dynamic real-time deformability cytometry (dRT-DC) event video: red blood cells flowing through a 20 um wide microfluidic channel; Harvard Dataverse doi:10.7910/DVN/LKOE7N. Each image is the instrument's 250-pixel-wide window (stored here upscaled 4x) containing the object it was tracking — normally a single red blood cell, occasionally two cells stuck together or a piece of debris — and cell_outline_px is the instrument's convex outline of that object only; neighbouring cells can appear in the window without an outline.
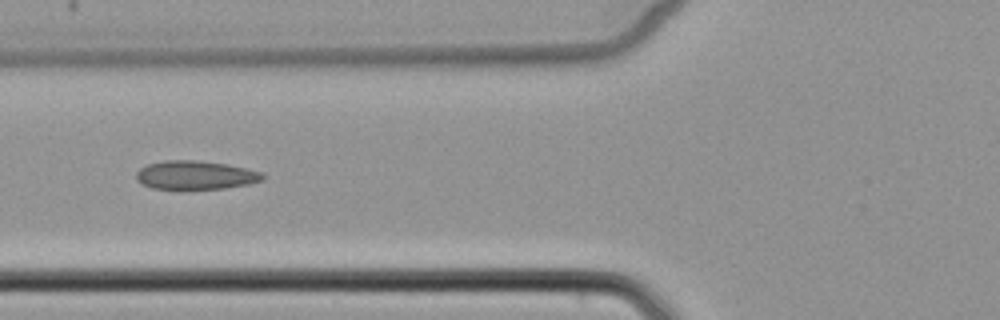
{"species": "common noctule bat (a hibernating species)", "species_latin": "Nyctalus noctula", "temperature_condition": "cold", "stored_images_in_passage": 2, "camera_frame_rate_fps": 3000, "um_per_image_px": 0.085, "animal": {"sex": "female", "body_mass_g": 22.7, "forearm_length_mm": 54.2}, "frame": {"image": 1, "passage_image": 2, "time_ms": 1.0, "image_size_px": [1000, 320], "cell_outline_px": [[264, 180], [248, 184], [224, 188], [152, 188], [136, 180], [136, 172], [140, 168], [148, 164], [164, 160], [200, 160], [228, 164], [248, 168], [264, 172]], "centroid_in_image_um": [16.66, 14.86], "position_along_channel_um": 109.1, "area_um2": 21.1}}